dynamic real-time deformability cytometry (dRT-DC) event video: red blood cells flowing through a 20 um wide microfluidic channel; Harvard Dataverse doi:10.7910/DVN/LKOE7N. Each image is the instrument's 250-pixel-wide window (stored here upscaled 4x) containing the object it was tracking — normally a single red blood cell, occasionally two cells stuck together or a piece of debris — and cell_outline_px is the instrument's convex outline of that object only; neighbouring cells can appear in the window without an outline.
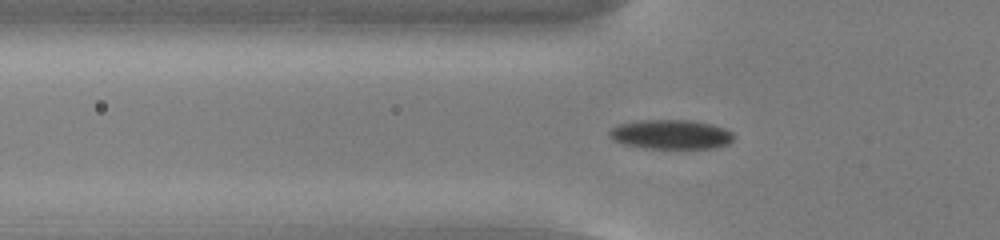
{"species": "common noctule bat (a hibernating species)", "species_latin": "Nyctalus noctula", "temperature_condition": "cold", "stored_images_in_passage": 45, "camera_frame_rate_fps": 3000, "um_per_image_px": 0.085, "animal": {"sex": "male", "body_mass_g": 13.0, "forearm_length_mm": 53.1}, "frame": {"image": 1, "passage_image": 9, "time_ms": 2.667, "image_size_px": [1000, 240], "cell_outline_px": [[736, 136], [728, 144], [712, 148], [644, 148], [624, 144], [612, 140], [608, 136], [608, 132], [612, 128], [620, 124], [644, 120], [692, 120], [712, 124], [724, 128], [732, 132]], "centroid_in_image_um": [57.04, 11.42], "position_along_channel_um": 68.8, "area_um2": 21.33}}
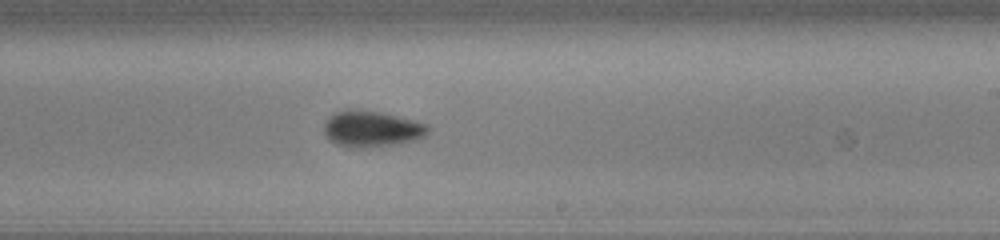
{"frame": {"image": 2, "passage_image": 24, "time_ms": 7.667, "image_size_px": [1000, 240], "cell_outline_px": [[428, 132], [424, 136], [416, 140], [400, 144], [368, 148], [352, 148], [336, 144], [328, 140], [324, 136], [324, 120], [328, 116], [336, 112], [380, 112], [428, 124]], "centroid_in_image_um": [31.58, 11.01], "position_along_channel_um": 257.4, "area_um2": 21.68}}
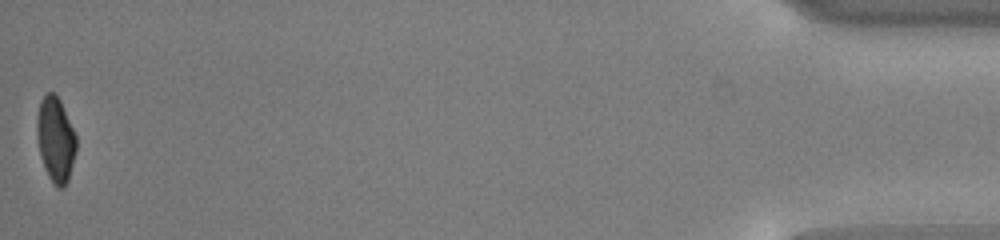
{"frame": {"image": 3, "passage_image": 45, "time_ms": 14.667, "image_size_px": [1000, 240], "cell_outline_px": [[76, 152], [68, 180], [64, 188], [56, 188], [52, 184], [44, 168], [40, 156], [36, 132], [36, 116], [40, 100], [48, 92], [52, 92], [60, 100], [76, 136]], "centroid_in_image_um": [4.7, 11.89], "position_along_channel_um": 430.5, "area_um2": 19.65}, "authors_computed_cell_mechanics": {"area_um2": 20.8658, "velocity_mm_per_s": 3.7919, "shape_relaxation_time_tau1_ms": 2.8012, "shape_relaxation_time_tau2_ms": null, "deformation_change_tau1": 0.1277, "deformation_change_tau2": null}}